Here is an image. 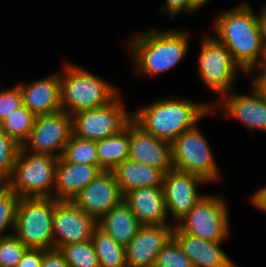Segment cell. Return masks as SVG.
<instances>
[{"instance_id":"cb8c5ba5","label":"cell","mask_w":266,"mask_h":267,"mask_svg":"<svg viewBox=\"0 0 266 267\" xmlns=\"http://www.w3.org/2000/svg\"><path fill=\"white\" fill-rule=\"evenodd\" d=\"M130 123L120 133L96 141L99 167L112 171L129 157Z\"/></svg>"},{"instance_id":"8d00e7d4","label":"cell","mask_w":266,"mask_h":267,"mask_svg":"<svg viewBox=\"0 0 266 267\" xmlns=\"http://www.w3.org/2000/svg\"><path fill=\"white\" fill-rule=\"evenodd\" d=\"M251 203L259 209L263 211L266 208V186L259 188L256 190L251 196Z\"/></svg>"},{"instance_id":"83f0119b","label":"cell","mask_w":266,"mask_h":267,"mask_svg":"<svg viewBox=\"0 0 266 267\" xmlns=\"http://www.w3.org/2000/svg\"><path fill=\"white\" fill-rule=\"evenodd\" d=\"M60 250L65 256L68 267H100L91 240L65 245Z\"/></svg>"},{"instance_id":"ba28073f","label":"cell","mask_w":266,"mask_h":267,"mask_svg":"<svg viewBox=\"0 0 266 267\" xmlns=\"http://www.w3.org/2000/svg\"><path fill=\"white\" fill-rule=\"evenodd\" d=\"M220 196H202L174 226L173 232H185L212 242H224L231 228L227 203Z\"/></svg>"},{"instance_id":"b9f144b4","label":"cell","mask_w":266,"mask_h":267,"mask_svg":"<svg viewBox=\"0 0 266 267\" xmlns=\"http://www.w3.org/2000/svg\"><path fill=\"white\" fill-rule=\"evenodd\" d=\"M8 186V180L0 174V192Z\"/></svg>"},{"instance_id":"5b68a950","label":"cell","mask_w":266,"mask_h":267,"mask_svg":"<svg viewBox=\"0 0 266 267\" xmlns=\"http://www.w3.org/2000/svg\"><path fill=\"white\" fill-rule=\"evenodd\" d=\"M58 158L20 147L8 186L20 198L53 197Z\"/></svg>"},{"instance_id":"1f68e13d","label":"cell","mask_w":266,"mask_h":267,"mask_svg":"<svg viewBox=\"0 0 266 267\" xmlns=\"http://www.w3.org/2000/svg\"><path fill=\"white\" fill-rule=\"evenodd\" d=\"M20 147L4 131L0 132V174L7 180L13 172Z\"/></svg>"},{"instance_id":"836d02e7","label":"cell","mask_w":266,"mask_h":267,"mask_svg":"<svg viewBox=\"0 0 266 267\" xmlns=\"http://www.w3.org/2000/svg\"><path fill=\"white\" fill-rule=\"evenodd\" d=\"M161 11L166 12L170 20L174 19L182 11L191 14V0H165Z\"/></svg>"},{"instance_id":"ffe728a7","label":"cell","mask_w":266,"mask_h":267,"mask_svg":"<svg viewBox=\"0 0 266 267\" xmlns=\"http://www.w3.org/2000/svg\"><path fill=\"white\" fill-rule=\"evenodd\" d=\"M103 170L99 165L75 164L62 156L56 166L54 198L57 201H72Z\"/></svg>"},{"instance_id":"4316f807","label":"cell","mask_w":266,"mask_h":267,"mask_svg":"<svg viewBox=\"0 0 266 267\" xmlns=\"http://www.w3.org/2000/svg\"><path fill=\"white\" fill-rule=\"evenodd\" d=\"M62 157L70 163L99 165L96 141L71 135Z\"/></svg>"},{"instance_id":"9c48e42d","label":"cell","mask_w":266,"mask_h":267,"mask_svg":"<svg viewBox=\"0 0 266 267\" xmlns=\"http://www.w3.org/2000/svg\"><path fill=\"white\" fill-rule=\"evenodd\" d=\"M201 39L197 74L200 81L221 98L234 89L238 71L246 73L214 35L205 34Z\"/></svg>"},{"instance_id":"3957f363","label":"cell","mask_w":266,"mask_h":267,"mask_svg":"<svg viewBox=\"0 0 266 267\" xmlns=\"http://www.w3.org/2000/svg\"><path fill=\"white\" fill-rule=\"evenodd\" d=\"M132 112V120L145 132L172 143L181 133L215 112L212 103L163 98Z\"/></svg>"},{"instance_id":"2e32d148","label":"cell","mask_w":266,"mask_h":267,"mask_svg":"<svg viewBox=\"0 0 266 267\" xmlns=\"http://www.w3.org/2000/svg\"><path fill=\"white\" fill-rule=\"evenodd\" d=\"M174 226V221L142 226L125 247L127 267H154L156 257L172 237Z\"/></svg>"},{"instance_id":"8fae6325","label":"cell","mask_w":266,"mask_h":267,"mask_svg":"<svg viewBox=\"0 0 266 267\" xmlns=\"http://www.w3.org/2000/svg\"><path fill=\"white\" fill-rule=\"evenodd\" d=\"M72 130V115L59 111L36 116L33 129L23 147L34 153L61 157Z\"/></svg>"},{"instance_id":"74e56055","label":"cell","mask_w":266,"mask_h":267,"mask_svg":"<svg viewBox=\"0 0 266 267\" xmlns=\"http://www.w3.org/2000/svg\"><path fill=\"white\" fill-rule=\"evenodd\" d=\"M257 75H252V81L255 86L263 93L266 98V71H259Z\"/></svg>"},{"instance_id":"6da1fadb","label":"cell","mask_w":266,"mask_h":267,"mask_svg":"<svg viewBox=\"0 0 266 267\" xmlns=\"http://www.w3.org/2000/svg\"><path fill=\"white\" fill-rule=\"evenodd\" d=\"M212 29L215 38L227 48L246 75H254L262 57L265 37L261 12L255 14L248 3L242 2L219 13Z\"/></svg>"},{"instance_id":"d590c367","label":"cell","mask_w":266,"mask_h":267,"mask_svg":"<svg viewBox=\"0 0 266 267\" xmlns=\"http://www.w3.org/2000/svg\"><path fill=\"white\" fill-rule=\"evenodd\" d=\"M44 252L42 249H27L17 267H41Z\"/></svg>"},{"instance_id":"f1b7e54d","label":"cell","mask_w":266,"mask_h":267,"mask_svg":"<svg viewBox=\"0 0 266 267\" xmlns=\"http://www.w3.org/2000/svg\"><path fill=\"white\" fill-rule=\"evenodd\" d=\"M20 197L7 186L0 192V238L7 237L14 232L17 206ZM11 229L10 233L6 230Z\"/></svg>"},{"instance_id":"7a4b0ae2","label":"cell","mask_w":266,"mask_h":267,"mask_svg":"<svg viewBox=\"0 0 266 267\" xmlns=\"http://www.w3.org/2000/svg\"><path fill=\"white\" fill-rule=\"evenodd\" d=\"M189 34L183 29L157 28L135 34L128 43L135 74L158 76L180 64L187 53Z\"/></svg>"},{"instance_id":"d6986e66","label":"cell","mask_w":266,"mask_h":267,"mask_svg":"<svg viewBox=\"0 0 266 267\" xmlns=\"http://www.w3.org/2000/svg\"><path fill=\"white\" fill-rule=\"evenodd\" d=\"M123 201L143 226L170 224L162 186L133 189Z\"/></svg>"},{"instance_id":"ac0fdd59","label":"cell","mask_w":266,"mask_h":267,"mask_svg":"<svg viewBox=\"0 0 266 267\" xmlns=\"http://www.w3.org/2000/svg\"><path fill=\"white\" fill-rule=\"evenodd\" d=\"M23 105L36 117L61 111L60 71L26 84H18Z\"/></svg>"},{"instance_id":"7c38bea8","label":"cell","mask_w":266,"mask_h":267,"mask_svg":"<svg viewBox=\"0 0 266 267\" xmlns=\"http://www.w3.org/2000/svg\"><path fill=\"white\" fill-rule=\"evenodd\" d=\"M98 221L72 201H57L53 212V248L91 240Z\"/></svg>"},{"instance_id":"44dd1931","label":"cell","mask_w":266,"mask_h":267,"mask_svg":"<svg viewBox=\"0 0 266 267\" xmlns=\"http://www.w3.org/2000/svg\"><path fill=\"white\" fill-rule=\"evenodd\" d=\"M172 237L190 259L193 267H238L221 249L222 242L203 240L185 232H173Z\"/></svg>"},{"instance_id":"8992f818","label":"cell","mask_w":266,"mask_h":267,"mask_svg":"<svg viewBox=\"0 0 266 267\" xmlns=\"http://www.w3.org/2000/svg\"><path fill=\"white\" fill-rule=\"evenodd\" d=\"M55 198H20L14 234L28 249L53 248V212Z\"/></svg>"},{"instance_id":"7402d4cb","label":"cell","mask_w":266,"mask_h":267,"mask_svg":"<svg viewBox=\"0 0 266 267\" xmlns=\"http://www.w3.org/2000/svg\"><path fill=\"white\" fill-rule=\"evenodd\" d=\"M122 195L143 187L162 186L163 173L149 165L126 159L112 170Z\"/></svg>"},{"instance_id":"4fadbf2b","label":"cell","mask_w":266,"mask_h":267,"mask_svg":"<svg viewBox=\"0 0 266 267\" xmlns=\"http://www.w3.org/2000/svg\"><path fill=\"white\" fill-rule=\"evenodd\" d=\"M207 182L188 172L171 169L163 175L162 188L167 215L176 225L205 194L198 187Z\"/></svg>"},{"instance_id":"5bb4252c","label":"cell","mask_w":266,"mask_h":267,"mask_svg":"<svg viewBox=\"0 0 266 267\" xmlns=\"http://www.w3.org/2000/svg\"><path fill=\"white\" fill-rule=\"evenodd\" d=\"M250 94H237L234 89L217 99L212 104V110L222 107L226 116L240 121L247 130L266 131V98L263 93L251 82Z\"/></svg>"},{"instance_id":"d6a6232c","label":"cell","mask_w":266,"mask_h":267,"mask_svg":"<svg viewBox=\"0 0 266 267\" xmlns=\"http://www.w3.org/2000/svg\"><path fill=\"white\" fill-rule=\"evenodd\" d=\"M23 106L19 85L0 90V121L2 122L14 110Z\"/></svg>"},{"instance_id":"484cf974","label":"cell","mask_w":266,"mask_h":267,"mask_svg":"<svg viewBox=\"0 0 266 267\" xmlns=\"http://www.w3.org/2000/svg\"><path fill=\"white\" fill-rule=\"evenodd\" d=\"M35 116L23 105L2 121V131L20 146L28 140Z\"/></svg>"},{"instance_id":"277c9868","label":"cell","mask_w":266,"mask_h":267,"mask_svg":"<svg viewBox=\"0 0 266 267\" xmlns=\"http://www.w3.org/2000/svg\"><path fill=\"white\" fill-rule=\"evenodd\" d=\"M64 65L60 70L62 111L73 115L99 108L109 104L120 93L115 85L81 66L69 62Z\"/></svg>"},{"instance_id":"d4e9b609","label":"cell","mask_w":266,"mask_h":267,"mask_svg":"<svg viewBox=\"0 0 266 267\" xmlns=\"http://www.w3.org/2000/svg\"><path fill=\"white\" fill-rule=\"evenodd\" d=\"M100 267H127L125 247L97 227L91 238Z\"/></svg>"},{"instance_id":"52a82bcc","label":"cell","mask_w":266,"mask_h":267,"mask_svg":"<svg viewBox=\"0 0 266 267\" xmlns=\"http://www.w3.org/2000/svg\"><path fill=\"white\" fill-rule=\"evenodd\" d=\"M199 126L184 131L171 143L173 169L196 175L207 183L221 180L215 157Z\"/></svg>"},{"instance_id":"e575fe53","label":"cell","mask_w":266,"mask_h":267,"mask_svg":"<svg viewBox=\"0 0 266 267\" xmlns=\"http://www.w3.org/2000/svg\"><path fill=\"white\" fill-rule=\"evenodd\" d=\"M41 267H68L65 256L60 249H47L43 254Z\"/></svg>"},{"instance_id":"4dcf8cb0","label":"cell","mask_w":266,"mask_h":267,"mask_svg":"<svg viewBox=\"0 0 266 267\" xmlns=\"http://www.w3.org/2000/svg\"><path fill=\"white\" fill-rule=\"evenodd\" d=\"M27 249L14 233L0 238V267H17Z\"/></svg>"},{"instance_id":"7bdbcfd3","label":"cell","mask_w":266,"mask_h":267,"mask_svg":"<svg viewBox=\"0 0 266 267\" xmlns=\"http://www.w3.org/2000/svg\"><path fill=\"white\" fill-rule=\"evenodd\" d=\"M0 132H2V122L0 121Z\"/></svg>"},{"instance_id":"ab89813d","label":"cell","mask_w":266,"mask_h":267,"mask_svg":"<svg viewBox=\"0 0 266 267\" xmlns=\"http://www.w3.org/2000/svg\"><path fill=\"white\" fill-rule=\"evenodd\" d=\"M210 0H191V14L198 11L206 3H209Z\"/></svg>"},{"instance_id":"603a6c76","label":"cell","mask_w":266,"mask_h":267,"mask_svg":"<svg viewBox=\"0 0 266 267\" xmlns=\"http://www.w3.org/2000/svg\"><path fill=\"white\" fill-rule=\"evenodd\" d=\"M142 226L124 201L113 207L98 221V227L124 247L128 245Z\"/></svg>"},{"instance_id":"f546056e","label":"cell","mask_w":266,"mask_h":267,"mask_svg":"<svg viewBox=\"0 0 266 267\" xmlns=\"http://www.w3.org/2000/svg\"><path fill=\"white\" fill-rule=\"evenodd\" d=\"M154 267H193L178 242L171 237L156 257Z\"/></svg>"},{"instance_id":"30bf717a","label":"cell","mask_w":266,"mask_h":267,"mask_svg":"<svg viewBox=\"0 0 266 267\" xmlns=\"http://www.w3.org/2000/svg\"><path fill=\"white\" fill-rule=\"evenodd\" d=\"M132 121V112L125 110L120 93L99 108L82 110L72 115L73 135L99 141L116 135Z\"/></svg>"},{"instance_id":"f35d334b","label":"cell","mask_w":266,"mask_h":267,"mask_svg":"<svg viewBox=\"0 0 266 267\" xmlns=\"http://www.w3.org/2000/svg\"><path fill=\"white\" fill-rule=\"evenodd\" d=\"M256 69L257 70L260 69L259 71H266V37H264V41H263L262 57Z\"/></svg>"},{"instance_id":"9a60e30c","label":"cell","mask_w":266,"mask_h":267,"mask_svg":"<svg viewBox=\"0 0 266 267\" xmlns=\"http://www.w3.org/2000/svg\"><path fill=\"white\" fill-rule=\"evenodd\" d=\"M122 201L123 195L112 171H102L72 200L97 221Z\"/></svg>"},{"instance_id":"60d3db41","label":"cell","mask_w":266,"mask_h":267,"mask_svg":"<svg viewBox=\"0 0 266 267\" xmlns=\"http://www.w3.org/2000/svg\"><path fill=\"white\" fill-rule=\"evenodd\" d=\"M263 7H261V16H262V21H263V26H264V34L266 37V4L262 5Z\"/></svg>"},{"instance_id":"e0dca14e","label":"cell","mask_w":266,"mask_h":267,"mask_svg":"<svg viewBox=\"0 0 266 267\" xmlns=\"http://www.w3.org/2000/svg\"><path fill=\"white\" fill-rule=\"evenodd\" d=\"M128 159L154 167L163 174L173 169L171 143L145 132L133 120Z\"/></svg>"}]
</instances>
